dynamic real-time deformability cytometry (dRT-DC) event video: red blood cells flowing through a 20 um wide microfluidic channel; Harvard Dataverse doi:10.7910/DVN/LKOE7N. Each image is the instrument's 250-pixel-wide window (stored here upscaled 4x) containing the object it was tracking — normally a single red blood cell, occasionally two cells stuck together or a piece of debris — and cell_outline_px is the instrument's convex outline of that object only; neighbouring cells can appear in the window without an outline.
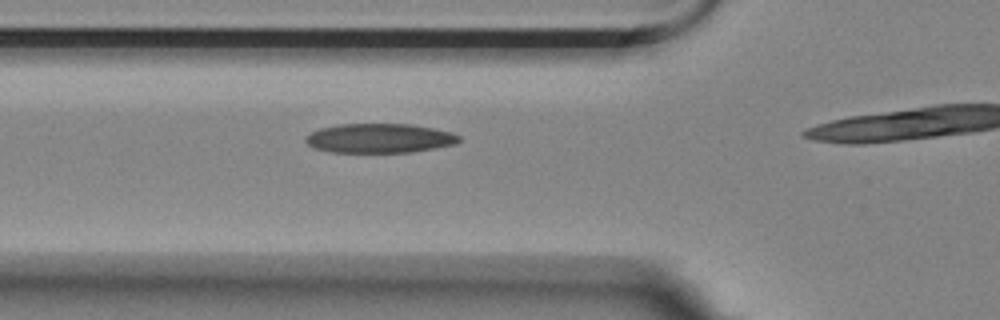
{"species": "Egyptian fruit bat (a non-hibernating species)", "species_latin": "Rousettus aegyptiacus", "temperature_condition": "room temperature", "stored_images_in_passage": 5, "camera_frame_rate_fps": 3000, "um_per_image_px": 0.085, "animal": {"sex": "female"}, "frame": {"image": 1, "passage_image": 4, "time_ms": 1.0, "image_size_px": [1000, 320], "cell_outline_px": [[460, 140], [452, 144], [412, 152], [332, 152], [312, 148], [304, 140], [304, 136], [320, 128], [340, 124], [412, 124], [452, 132], [460, 136]], "centroid_in_image_um": [32.2, 11.74], "position_along_channel_um": 93.6, "area_um2": 26.13}}